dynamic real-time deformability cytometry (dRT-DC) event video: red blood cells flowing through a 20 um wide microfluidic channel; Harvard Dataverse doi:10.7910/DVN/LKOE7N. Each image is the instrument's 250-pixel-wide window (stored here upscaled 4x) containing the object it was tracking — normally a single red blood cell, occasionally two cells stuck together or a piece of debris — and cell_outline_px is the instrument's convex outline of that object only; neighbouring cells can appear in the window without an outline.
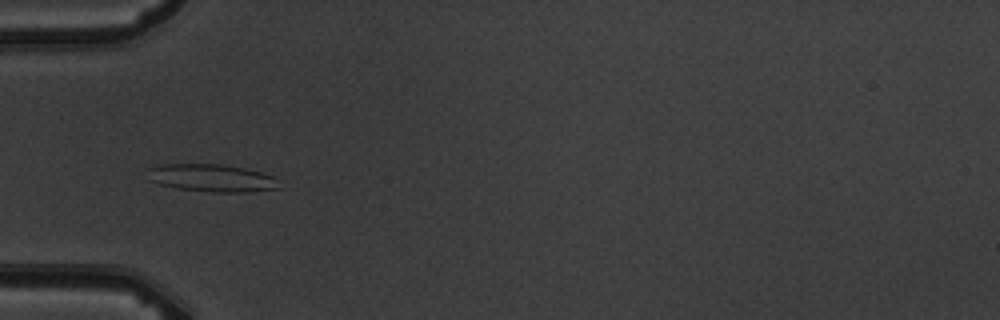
{"species": "common noctule bat (a hibernating species)", "species_latin": "Nyctalus noctula", "temperature_condition": "warm", "stored_images_in_passage": 5, "camera_frame_rate_fps": 3000, "um_per_image_px": 0.085, "animal": {"sex": "male", "body_mass_g": 19.5, "forearm_length_mm": 54.6}, "frame": {"image": 1, "passage_image": 3, "time_ms": 3.333, "image_size_px": [1000, 320], "cell_outline_px": [[280, 188], [244, 192], [212, 192], [176, 188], [160, 184], [148, 180], [148, 168], [160, 164], [220, 164], [244, 168], [260, 172], [272, 176]], "centroid_in_image_um": [17.93, 15.12], "position_along_channel_um": 67.1, "area_um2": 20.98}}
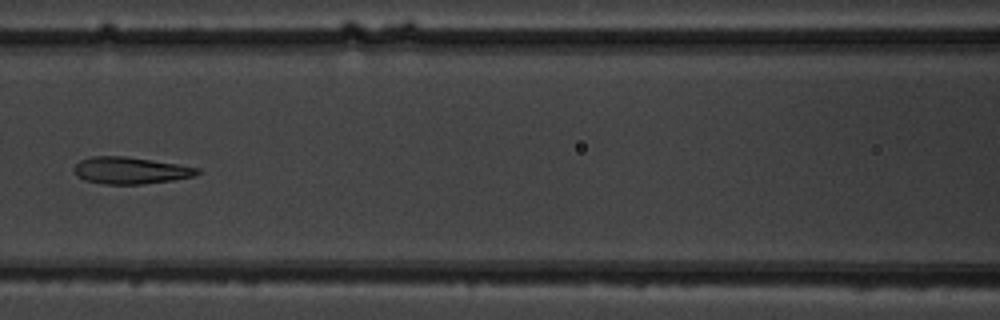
{"frame": {"image": 2, "passage_image": 5, "time_ms": 5.667, "image_size_px": [1000, 320], "cell_outline_px": [[200, 172], [196, 176], [172, 180], [140, 184], [104, 184], [84, 180], [76, 176], [72, 168], [80, 160], [92, 156], [128, 156], [200, 168]], "centroid_in_image_um": [11.06, 14.49], "position_along_channel_um": 155.5, "area_um2": 19.36}}